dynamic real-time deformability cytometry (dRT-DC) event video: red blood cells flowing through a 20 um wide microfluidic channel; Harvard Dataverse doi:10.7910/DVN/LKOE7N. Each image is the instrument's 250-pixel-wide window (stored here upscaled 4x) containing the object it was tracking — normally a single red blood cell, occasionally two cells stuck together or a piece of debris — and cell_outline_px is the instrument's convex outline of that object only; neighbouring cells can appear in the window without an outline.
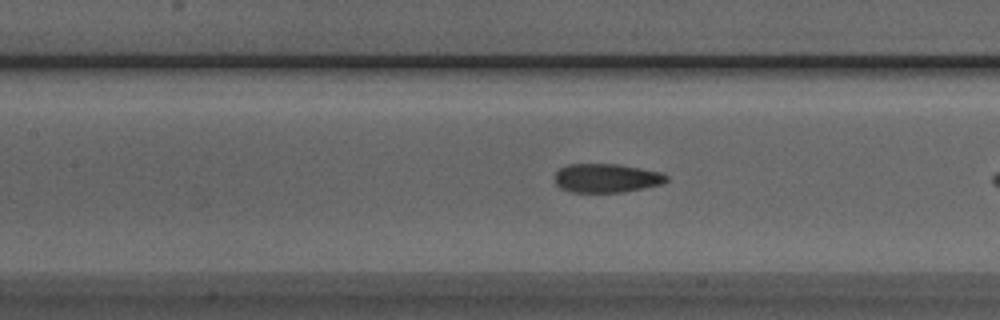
{"species": "Egyptian fruit bat (a non-hibernating species)", "species_latin": "Rousettus aegyptiacus", "temperature_condition": "room temperature", "stored_images_in_passage": 37, "camera_frame_rate_fps": 3000, "um_per_image_px": 0.085, "animal": {"sex": "male"}, "frame": {"image": 1, "passage_image": 19, "time_ms": 6.0, "image_size_px": [1000, 320], "cell_outline_px": [[668, 180], [660, 184], [644, 188], [624, 192], [572, 192], [560, 188], [556, 184], [552, 176], [560, 168], [568, 164], [620, 164], [660, 172], [668, 176]], "centroid_in_image_um": [51.51, 15.13], "position_along_channel_um": 155.9, "area_um2": 18.9}}
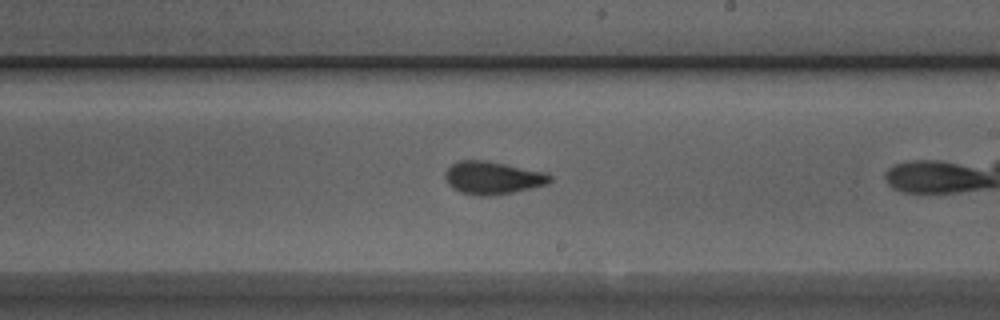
{"frame": {"image": 2, "passage_image": 26, "time_ms": 8.333, "image_size_px": [1000, 320], "cell_outline_px": [[552, 180], [548, 184], [512, 192], [488, 196], [480, 196], [460, 192], [452, 188], [448, 184], [444, 176], [444, 172], [452, 164], [460, 160], [484, 160], [548, 172], [552, 176]], "centroid_in_image_um": [41.88, 15.11], "position_along_channel_um": 247.1, "area_um2": 20.11}}
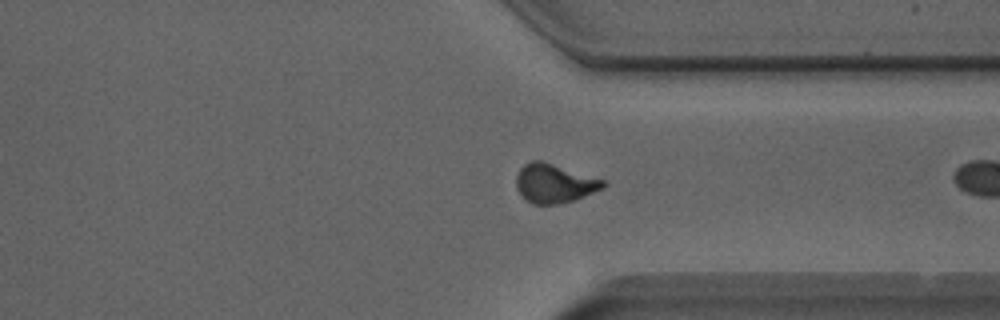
{"frame": {"image": 3, "passage_image": 35, "time_ms": 11.333, "image_size_px": [1000, 320], "cell_outline_px": [[608, 184], [604, 188], [572, 200], [556, 204], [532, 204], [524, 200], [516, 188], [516, 176], [520, 168], [524, 164], [532, 160], [540, 160], [604, 180]], "centroid_in_image_um": [47.08, 15.59], "position_along_channel_um": 364.3, "area_um2": 19.59}}